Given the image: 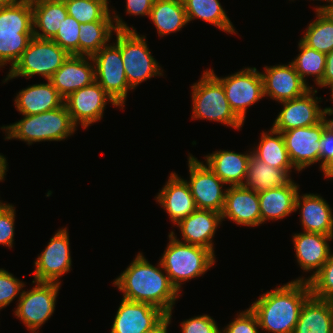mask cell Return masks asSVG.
Here are the masks:
<instances>
[{
  "instance_id": "cell-1",
  "label": "cell",
  "mask_w": 333,
  "mask_h": 333,
  "mask_svg": "<svg viewBox=\"0 0 333 333\" xmlns=\"http://www.w3.org/2000/svg\"><path fill=\"white\" fill-rule=\"evenodd\" d=\"M158 266L151 265L141 253H138L113 284L123 292V299L149 303L171 316L180 292L171 283L165 270L162 272L161 262Z\"/></svg>"
},
{
  "instance_id": "cell-2",
  "label": "cell",
  "mask_w": 333,
  "mask_h": 333,
  "mask_svg": "<svg viewBox=\"0 0 333 333\" xmlns=\"http://www.w3.org/2000/svg\"><path fill=\"white\" fill-rule=\"evenodd\" d=\"M311 296L309 282L291 281L259 297L250 309L261 329L273 333H293L304 302Z\"/></svg>"
},
{
  "instance_id": "cell-3",
  "label": "cell",
  "mask_w": 333,
  "mask_h": 333,
  "mask_svg": "<svg viewBox=\"0 0 333 333\" xmlns=\"http://www.w3.org/2000/svg\"><path fill=\"white\" fill-rule=\"evenodd\" d=\"M169 240L160 262L162 270L180 292L182 282L200 277L212 267L215 255L205 247L181 242L173 231Z\"/></svg>"
},
{
  "instance_id": "cell-4",
  "label": "cell",
  "mask_w": 333,
  "mask_h": 333,
  "mask_svg": "<svg viewBox=\"0 0 333 333\" xmlns=\"http://www.w3.org/2000/svg\"><path fill=\"white\" fill-rule=\"evenodd\" d=\"M23 116L16 123L1 127L7 133L5 139H20L29 145L40 141H61L72 135L77 127L65 104L51 111Z\"/></svg>"
},
{
  "instance_id": "cell-5",
  "label": "cell",
  "mask_w": 333,
  "mask_h": 333,
  "mask_svg": "<svg viewBox=\"0 0 333 333\" xmlns=\"http://www.w3.org/2000/svg\"><path fill=\"white\" fill-rule=\"evenodd\" d=\"M193 119L213 120L240 129L243 122L235 115L222 83L208 70L192 86Z\"/></svg>"
},
{
  "instance_id": "cell-6",
  "label": "cell",
  "mask_w": 333,
  "mask_h": 333,
  "mask_svg": "<svg viewBox=\"0 0 333 333\" xmlns=\"http://www.w3.org/2000/svg\"><path fill=\"white\" fill-rule=\"evenodd\" d=\"M116 38L126 79L132 90L146 79L163 76V70L148 49L145 36H140L135 30H117Z\"/></svg>"
},
{
  "instance_id": "cell-7",
  "label": "cell",
  "mask_w": 333,
  "mask_h": 333,
  "mask_svg": "<svg viewBox=\"0 0 333 333\" xmlns=\"http://www.w3.org/2000/svg\"><path fill=\"white\" fill-rule=\"evenodd\" d=\"M69 54L53 40L33 37L21 58L9 70L4 82L15 77H33L42 75L50 80L62 66Z\"/></svg>"
},
{
  "instance_id": "cell-8",
  "label": "cell",
  "mask_w": 333,
  "mask_h": 333,
  "mask_svg": "<svg viewBox=\"0 0 333 333\" xmlns=\"http://www.w3.org/2000/svg\"><path fill=\"white\" fill-rule=\"evenodd\" d=\"M95 81L123 109L129 87L120 48L114 43L102 47L92 56Z\"/></svg>"
},
{
  "instance_id": "cell-9",
  "label": "cell",
  "mask_w": 333,
  "mask_h": 333,
  "mask_svg": "<svg viewBox=\"0 0 333 333\" xmlns=\"http://www.w3.org/2000/svg\"><path fill=\"white\" fill-rule=\"evenodd\" d=\"M32 282L36 283V286L29 291H22L14 313L28 330L36 333L54 313L61 283Z\"/></svg>"
},
{
  "instance_id": "cell-10",
  "label": "cell",
  "mask_w": 333,
  "mask_h": 333,
  "mask_svg": "<svg viewBox=\"0 0 333 333\" xmlns=\"http://www.w3.org/2000/svg\"><path fill=\"white\" fill-rule=\"evenodd\" d=\"M221 83L226 98L235 115L244 123L247 107L264 96L261 72L254 68H244L228 77L220 78L209 70Z\"/></svg>"
},
{
  "instance_id": "cell-11",
  "label": "cell",
  "mask_w": 333,
  "mask_h": 333,
  "mask_svg": "<svg viewBox=\"0 0 333 333\" xmlns=\"http://www.w3.org/2000/svg\"><path fill=\"white\" fill-rule=\"evenodd\" d=\"M188 157L190 181L186 180V182L197 209L222 213L226 198V190H222L225 183L206 164L204 165L192 155Z\"/></svg>"
},
{
  "instance_id": "cell-12",
  "label": "cell",
  "mask_w": 333,
  "mask_h": 333,
  "mask_svg": "<svg viewBox=\"0 0 333 333\" xmlns=\"http://www.w3.org/2000/svg\"><path fill=\"white\" fill-rule=\"evenodd\" d=\"M327 118L316 125L294 128L281 132L289 158L298 172L320 162L321 144L324 128L328 125Z\"/></svg>"
},
{
  "instance_id": "cell-13",
  "label": "cell",
  "mask_w": 333,
  "mask_h": 333,
  "mask_svg": "<svg viewBox=\"0 0 333 333\" xmlns=\"http://www.w3.org/2000/svg\"><path fill=\"white\" fill-rule=\"evenodd\" d=\"M119 106L104 89L94 81L92 84L78 89L64 99V104L72 122L86 129L89 125L102 119L103 111L108 102Z\"/></svg>"
},
{
  "instance_id": "cell-14",
  "label": "cell",
  "mask_w": 333,
  "mask_h": 333,
  "mask_svg": "<svg viewBox=\"0 0 333 333\" xmlns=\"http://www.w3.org/2000/svg\"><path fill=\"white\" fill-rule=\"evenodd\" d=\"M69 245L67 228L58 230L34 262L35 280L33 281L61 283L59 278L71 270Z\"/></svg>"
},
{
  "instance_id": "cell-15",
  "label": "cell",
  "mask_w": 333,
  "mask_h": 333,
  "mask_svg": "<svg viewBox=\"0 0 333 333\" xmlns=\"http://www.w3.org/2000/svg\"><path fill=\"white\" fill-rule=\"evenodd\" d=\"M317 90L311 88L304 95L280 102L283 109L274 121L272 129L278 132L316 125L324 119V109L318 105Z\"/></svg>"
},
{
  "instance_id": "cell-16",
  "label": "cell",
  "mask_w": 333,
  "mask_h": 333,
  "mask_svg": "<svg viewBox=\"0 0 333 333\" xmlns=\"http://www.w3.org/2000/svg\"><path fill=\"white\" fill-rule=\"evenodd\" d=\"M166 315L149 303L122 298L110 333H143L155 327Z\"/></svg>"
},
{
  "instance_id": "cell-17",
  "label": "cell",
  "mask_w": 333,
  "mask_h": 333,
  "mask_svg": "<svg viewBox=\"0 0 333 333\" xmlns=\"http://www.w3.org/2000/svg\"><path fill=\"white\" fill-rule=\"evenodd\" d=\"M264 71L261 73L264 96L278 102L298 98L313 88L302 80L291 62L288 65L266 66Z\"/></svg>"
},
{
  "instance_id": "cell-18",
  "label": "cell",
  "mask_w": 333,
  "mask_h": 333,
  "mask_svg": "<svg viewBox=\"0 0 333 333\" xmlns=\"http://www.w3.org/2000/svg\"><path fill=\"white\" fill-rule=\"evenodd\" d=\"M89 61L92 57L69 55L53 74L50 81L63 99L95 81V66Z\"/></svg>"
},
{
  "instance_id": "cell-19",
  "label": "cell",
  "mask_w": 333,
  "mask_h": 333,
  "mask_svg": "<svg viewBox=\"0 0 333 333\" xmlns=\"http://www.w3.org/2000/svg\"><path fill=\"white\" fill-rule=\"evenodd\" d=\"M222 221L228 218L237 225L258 226L261 224L258 192L243 186H230L226 189Z\"/></svg>"
},
{
  "instance_id": "cell-20",
  "label": "cell",
  "mask_w": 333,
  "mask_h": 333,
  "mask_svg": "<svg viewBox=\"0 0 333 333\" xmlns=\"http://www.w3.org/2000/svg\"><path fill=\"white\" fill-rule=\"evenodd\" d=\"M333 236L321 233L301 232L293 236L294 249L296 251L297 262L304 271H313L308 279L300 278L296 281L309 282L322 268L328 260L330 254V246L328 241H332Z\"/></svg>"
},
{
  "instance_id": "cell-21",
  "label": "cell",
  "mask_w": 333,
  "mask_h": 333,
  "mask_svg": "<svg viewBox=\"0 0 333 333\" xmlns=\"http://www.w3.org/2000/svg\"><path fill=\"white\" fill-rule=\"evenodd\" d=\"M156 200L169 214L174 225L197 209L186 180L174 172L170 174L168 181L158 193Z\"/></svg>"
},
{
  "instance_id": "cell-22",
  "label": "cell",
  "mask_w": 333,
  "mask_h": 333,
  "mask_svg": "<svg viewBox=\"0 0 333 333\" xmlns=\"http://www.w3.org/2000/svg\"><path fill=\"white\" fill-rule=\"evenodd\" d=\"M221 222V213L196 209L176 225L180 228L184 243L205 247L215 255L212 240Z\"/></svg>"
},
{
  "instance_id": "cell-23",
  "label": "cell",
  "mask_w": 333,
  "mask_h": 333,
  "mask_svg": "<svg viewBox=\"0 0 333 333\" xmlns=\"http://www.w3.org/2000/svg\"><path fill=\"white\" fill-rule=\"evenodd\" d=\"M302 200V202H301ZM301 209L300 219L304 232L333 236V214L330 205L319 195L297 194L295 211Z\"/></svg>"
},
{
  "instance_id": "cell-24",
  "label": "cell",
  "mask_w": 333,
  "mask_h": 333,
  "mask_svg": "<svg viewBox=\"0 0 333 333\" xmlns=\"http://www.w3.org/2000/svg\"><path fill=\"white\" fill-rule=\"evenodd\" d=\"M22 89L17 94L15 106L22 115H35L61 107L64 99L50 80Z\"/></svg>"
},
{
  "instance_id": "cell-25",
  "label": "cell",
  "mask_w": 333,
  "mask_h": 333,
  "mask_svg": "<svg viewBox=\"0 0 333 333\" xmlns=\"http://www.w3.org/2000/svg\"><path fill=\"white\" fill-rule=\"evenodd\" d=\"M252 152L240 154L233 151L220 150L204 156L207 167L225 184L242 186L248 171V161Z\"/></svg>"
},
{
  "instance_id": "cell-26",
  "label": "cell",
  "mask_w": 333,
  "mask_h": 333,
  "mask_svg": "<svg viewBox=\"0 0 333 333\" xmlns=\"http://www.w3.org/2000/svg\"><path fill=\"white\" fill-rule=\"evenodd\" d=\"M298 187V184L291 180L284 186L258 192L261 224L269 219H283L294 212Z\"/></svg>"
},
{
  "instance_id": "cell-27",
  "label": "cell",
  "mask_w": 333,
  "mask_h": 333,
  "mask_svg": "<svg viewBox=\"0 0 333 333\" xmlns=\"http://www.w3.org/2000/svg\"><path fill=\"white\" fill-rule=\"evenodd\" d=\"M31 6L33 10V36L52 40L68 15L64 1L31 0Z\"/></svg>"
},
{
  "instance_id": "cell-28",
  "label": "cell",
  "mask_w": 333,
  "mask_h": 333,
  "mask_svg": "<svg viewBox=\"0 0 333 333\" xmlns=\"http://www.w3.org/2000/svg\"><path fill=\"white\" fill-rule=\"evenodd\" d=\"M333 301L312 295L304 302L293 333H331Z\"/></svg>"
},
{
  "instance_id": "cell-29",
  "label": "cell",
  "mask_w": 333,
  "mask_h": 333,
  "mask_svg": "<svg viewBox=\"0 0 333 333\" xmlns=\"http://www.w3.org/2000/svg\"><path fill=\"white\" fill-rule=\"evenodd\" d=\"M290 172L291 169L273 168L252 154L242 186L255 192L281 187L291 181Z\"/></svg>"
},
{
  "instance_id": "cell-30",
  "label": "cell",
  "mask_w": 333,
  "mask_h": 333,
  "mask_svg": "<svg viewBox=\"0 0 333 333\" xmlns=\"http://www.w3.org/2000/svg\"><path fill=\"white\" fill-rule=\"evenodd\" d=\"M67 13L79 23H90L94 21H114L116 30H135L130 28L115 13L110 15L108 0H63Z\"/></svg>"
},
{
  "instance_id": "cell-31",
  "label": "cell",
  "mask_w": 333,
  "mask_h": 333,
  "mask_svg": "<svg viewBox=\"0 0 333 333\" xmlns=\"http://www.w3.org/2000/svg\"><path fill=\"white\" fill-rule=\"evenodd\" d=\"M149 18L159 36L180 31L188 23L182 0H154Z\"/></svg>"
},
{
  "instance_id": "cell-32",
  "label": "cell",
  "mask_w": 333,
  "mask_h": 333,
  "mask_svg": "<svg viewBox=\"0 0 333 333\" xmlns=\"http://www.w3.org/2000/svg\"><path fill=\"white\" fill-rule=\"evenodd\" d=\"M275 135V136H274ZM252 154L264 163L278 169L294 168L285 147L281 132L271 128L270 132H262L261 140Z\"/></svg>"
},
{
  "instance_id": "cell-33",
  "label": "cell",
  "mask_w": 333,
  "mask_h": 333,
  "mask_svg": "<svg viewBox=\"0 0 333 333\" xmlns=\"http://www.w3.org/2000/svg\"><path fill=\"white\" fill-rule=\"evenodd\" d=\"M187 20L200 18L227 33H236L219 0H182Z\"/></svg>"
},
{
  "instance_id": "cell-34",
  "label": "cell",
  "mask_w": 333,
  "mask_h": 333,
  "mask_svg": "<svg viewBox=\"0 0 333 333\" xmlns=\"http://www.w3.org/2000/svg\"><path fill=\"white\" fill-rule=\"evenodd\" d=\"M114 21H94L80 23L79 55L92 57L102 47L109 45L112 31H117Z\"/></svg>"
},
{
  "instance_id": "cell-35",
  "label": "cell",
  "mask_w": 333,
  "mask_h": 333,
  "mask_svg": "<svg viewBox=\"0 0 333 333\" xmlns=\"http://www.w3.org/2000/svg\"><path fill=\"white\" fill-rule=\"evenodd\" d=\"M316 21L310 23L301 41L316 51L328 54L333 50V17L323 8H316Z\"/></svg>"
},
{
  "instance_id": "cell-36",
  "label": "cell",
  "mask_w": 333,
  "mask_h": 333,
  "mask_svg": "<svg viewBox=\"0 0 333 333\" xmlns=\"http://www.w3.org/2000/svg\"><path fill=\"white\" fill-rule=\"evenodd\" d=\"M0 32H33L31 0L0 5Z\"/></svg>"
},
{
  "instance_id": "cell-37",
  "label": "cell",
  "mask_w": 333,
  "mask_h": 333,
  "mask_svg": "<svg viewBox=\"0 0 333 333\" xmlns=\"http://www.w3.org/2000/svg\"><path fill=\"white\" fill-rule=\"evenodd\" d=\"M298 45L300 53L291 62L295 71L305 83H307L305 76H315L314 79L318 85L322 81L325 71L326 54L308 47L301 40Z\"/></svg>"
},
{
  "instance_id": "cell-38",
  "label": "cell",
  "mask_w": 333,
  "mask_h": 333,
  "mask_svg": "<svg viewBox=\"0 0 333 333\" xmlns=\"http://www.w3.org/2000/svg\"><path fill=\"white\" fill-rule=\"evenodd\" d=\"M33 37V32H0V67L11 63L12 69Z\"/></svg>"
},
{
  "instance_id": "cell-39",
  "label": "cell",
  "mask_w": 333,
  "mask_h": 333,
  "mask_svg": "<svg viewBox=\"0 0 333 333\" xmlns=\"http://www.w3.org/2000/svg\"><path fill=\"white\" fill-rule=\"evenodd\" d=\"M311 295L318 299L333 301V253L321 270L309 281Z\"/></svg>"
},
{
  "instance_id": "cell-40",
  "label": "cell",
  "mask_w": 333,
  "mask_h": 333,
  "mask_svg": "<svg viewBox=\"0 0 333 333\" xmlns=\"http://www.w3.org/2000/svg\"><path fill=\"white\" fill-rule=\"evenodd\" d=\"M79 26L78 21L67 15L56 36L52 39L69 55H79Z\"/></svg>"
},
{
  "instance_id": "cell-41",
  "label": "cell",
  "mask_w": 333,
  "mask_h": 333,
  "mask_svg": "<svg viewBox=\"0 0 333 333\" xmlns=\"http://www.w3.org/2000/svg\"><path fill=\"white\" fill-rule=\"evenodd\" d=\"M24 283L15 278L11 273L4 269H0V309L9 305L15 297L22 292ZM20 292V293H19Z\"/></svg>"
},
{
  "instance_id": "cell-42",
  "label": "cell",
  "mask_w": 333,
  "mask_h": 333,
  "mask_svg": "<svg viewBox=\"0 0 333 333\" xmlns=\"http://www.w3.org/2000/svg\"><path fill=\"white\" fill-rule=\"evenodd\" d=\"M260 328L258 318L256 314L250 309V307L237 314V318L221 331V333H259Z\"/></svg>"
},
{
  "instance_id": "cell-43",
  "label": "cell",
  "mask_w": 333,
  "mask_h": 333,
  "mask_svg": "<svg viewBox=\"0 0 333 333\" xmlns=\"http://www.w3.org/2000/svg\"><path fill=\"white\" fill-rule=\"evenodd\" d=\"M15 209L13 205H6L0 211V244L12 248L14 237Z\"/></svg>"
},
{
  "instance_id": "cell-44",
  "label": "cell",
  "mask_w": 333,
  "mask_h": 333,
  "mask_svg": "<svg viewBox=\"0 0 333 333\" xmlns=\"http://www.w3.org/2000/svg\"><path fill=\"white\" fill-rule=\"evenodd\" d=\"M181 329L182 333H221L215 320L206 314L183 321Z\"/></svg>"
},
{
  "instance_id": "cell-45",
  "label": "cell",
  "mask_w": 333,
  "mask_h": 333,
  "mask_svg": "<svg viewBox=\"0 0 333 333\" xmlns=\"http://www.w3.org/2000/svg\"><path fill=\"white\" fill-rule=\"evenodd\" d=\"M319 143L321 144L320 151V169L322 170L333 159V125L328 124L324 130L322 138Z\"/></svg>"
},
{
  "instance_id": "cell-46",
  "label": "cell",
  "mask_w": 333,
  "mask_h": 333,
  "mask_svg": "<svg viewBox=\"0 0 333 333\" xmlns=\"http://www.w3.org/2000/svg\"><path fill=\"white\" fill-rule=\"evenodd\" d=\"M154 0H126V11L131 15L150 16Z\"/></svg>"
},
{
  "instance_id": "cell-47",
  "label": "cell",
  "mask_w": 333,
  "mask_h": 333,
  "mask_svg": "<svg viewBox=\"0 0 333 333\" xmlns=\"http://www.w3.org/2000/svg\"><path fill=\"white\" fill-rule=\"evenodd\" d=\"M320 87H333V50L326 54L325 71L322 81L318 84Z\"/></svg>"
},
{
  "instance_id": "cell-48",
  "label": "cell",
  "mask_w": 333,
  "mask_h": 333,
  "mask_svg": "<svg viewBox=\"0 0 333 333\" xmlns=\"http://www.w3.org/2000/svg\"><path fill=\"white\" fill-rule=\"evenodd\" d=\"M171 323V316L166 315L155 327L143 333H168L167 327Z\"/></svg>"
},
{
  "instance_id": "cell-49",
  "label": "cell",
  "mask_w": 333,
  "mask_h": 333,
  "mask_svg": "<svg viewBox=\"0 0 333 333\" xmlns=\"http://www.w3.org/2000/svg\"><path fill=\"white\" fill-rule=\"evenodd\" d=\"M6 158L0 154V181L4 180V176L6 175L7 170V162Z\"/></svg>"
},
{
  "instance_id": "cell-50",
  "label": "cell",
  "mask_w": 333,
  "mask_h": 333,
  "mask_svg": "<svg viewBox=\"0 0 333 333\" xmlns=\"http://www.w3.org/2000/svg\"><path fill=\"white\" fill-rule=\"evenodd\" d=\"M322 171L326 178L333 179V159L322 169Z\"/></svg>"
},
{
  "instance_id": "cell-51",
  "label": "cell",
  "mask_w": 333,
  "mask_h": 333,
  "mask_svg": "<svg viewBox=\"0 0 333 333\" xmlns=\"http://www.w3.org/2000/svg\"><path fill=\"white\" fill-rule=\"evenodd\" d=\"M330 89H331V92H332V94H331V100L333 101V87H330ZM333 114V108H330V107H325V109H324V117H326V115H329V116H331ZM327 122L329 123V124H332L333 125V119H331V120H327Z\"/></svg>"
},
{
  "instance_id": "cell-52",
  "label": "cell",
  "mask_w": 333,
  "mask_h": 333,
  "mask_svg": "<svg viewBox=\"0 0 333 333\" xmlns=\"http://www.w3.org/2000/svg\"><path fill=\"white\" fill-rule=\"evenodd\" d=\"M316 8H323L326 12H328L333 17V0L329 2V5L317 6Z\"/></svg>"
},
{
  "instance_id": "cell-53",
  "label": "cell",
  "mask_w": 333,
  "mask_h": 333,
  "mask_svg": "<svg viewBox=\"0 0 333 333\" xmlns=\"http://www.w3.org/2000/svg\"><path fill=\"white\" fill-rule=\"evenodd\" d=\"M23 1H25V0H0V5L20 3V2H23Z\"/></svg>"
},
{
  "instance_id": "cell-54",
  "label": "cell",
  "mask_w": 333,
  "mask_h": 333,
  "mask_svg": "<svg viewBox=\"0 0 333 333\" xmlns=\"http://www.w3.org/2000/svg\"><path fill=\"white\" fill-rule=\"evenodd\" d=\"M6 205H8V204H6V203H2V202L0 201V211H1Z\"/></svg>"
}]
</instances>
